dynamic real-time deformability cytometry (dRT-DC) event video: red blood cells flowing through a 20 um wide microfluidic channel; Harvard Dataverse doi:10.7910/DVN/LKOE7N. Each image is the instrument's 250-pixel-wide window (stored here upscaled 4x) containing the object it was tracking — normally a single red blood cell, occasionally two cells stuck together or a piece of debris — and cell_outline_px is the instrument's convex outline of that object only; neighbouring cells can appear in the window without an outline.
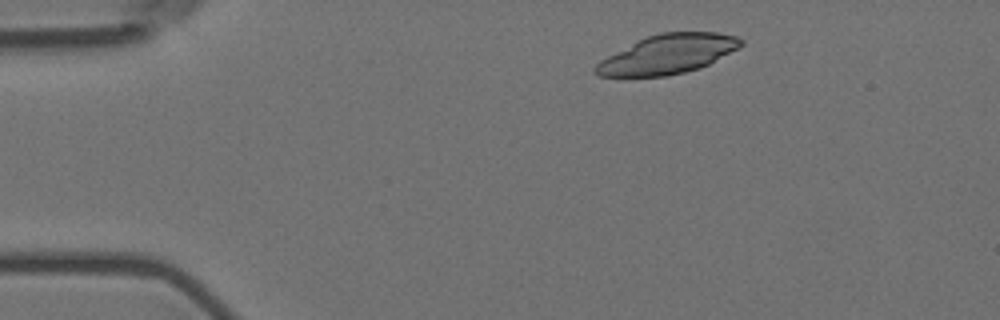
{"species": "Egyptian fruit bat (a non-hibernating species)", "species_latin": "Rousettus aegyptiacus", "temperature_condition": "room temperature", "stored_images_in_passage": 3, "camera_frame_rate_fps": 3000, "um_per_image_px": 0.085, "animal": {"sex": "female"}, "frame": {"image": 1, "passage_image": 1, "time_ms": 0.0, "image_size_px": [1000, 320], "cell_outline_px": [[744, 44], [740, 48], [700, 68], [668, 76], [600, 76], [592, 72], [592, 68], [600, 60], [636, 40], [660, 32], [716, 32], [736, 36], [744, 40]], "centroid_in_image_um": [56.76, 4.6], "position_along_channel_um": 28.2, "area_um2": 33.35}}